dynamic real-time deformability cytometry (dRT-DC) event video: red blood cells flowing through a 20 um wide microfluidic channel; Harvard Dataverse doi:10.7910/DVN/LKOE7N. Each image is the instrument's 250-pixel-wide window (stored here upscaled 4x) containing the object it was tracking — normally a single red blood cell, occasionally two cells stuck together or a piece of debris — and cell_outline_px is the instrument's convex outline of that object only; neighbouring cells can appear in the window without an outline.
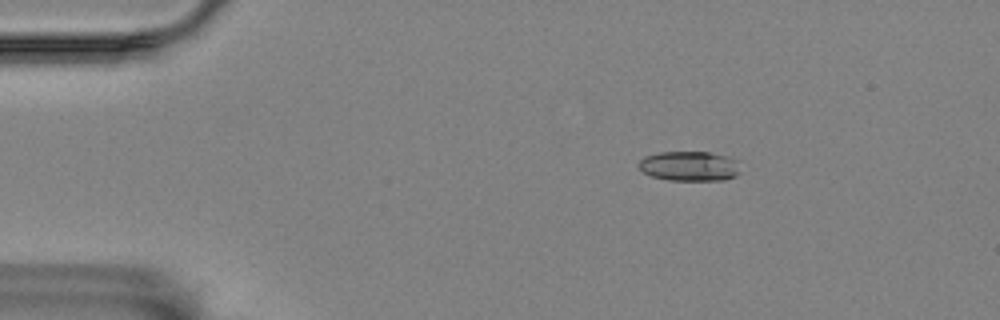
{"species": "Egyptian fruit bat (a non-hibernating species)", "species_latin": "Rousettus aegyptiacus", "temperature_condition": "room temperature", "stored_images_in_passage": 5, "camera_frame_rate_fps": 3000, "um_per_image_px": 0.085, "animal": {"sex": "female"}, "frame": {"image": 1, "passage_image": 3, "time_ms": 2.333, "image_size_px": [1000, 320], "cell_outline_px": [[740, 172], [736, 176], [724, 180], [668, 180], [652, 176], [644, 172], [636, 164], [644, 156], [660, 152], [708, 152], [728, 156], [736, 160]], "centroid_in_image_um": [58.6, 14.12], "position_along_channel_um": 26.4, "area_um2": 17.69}}